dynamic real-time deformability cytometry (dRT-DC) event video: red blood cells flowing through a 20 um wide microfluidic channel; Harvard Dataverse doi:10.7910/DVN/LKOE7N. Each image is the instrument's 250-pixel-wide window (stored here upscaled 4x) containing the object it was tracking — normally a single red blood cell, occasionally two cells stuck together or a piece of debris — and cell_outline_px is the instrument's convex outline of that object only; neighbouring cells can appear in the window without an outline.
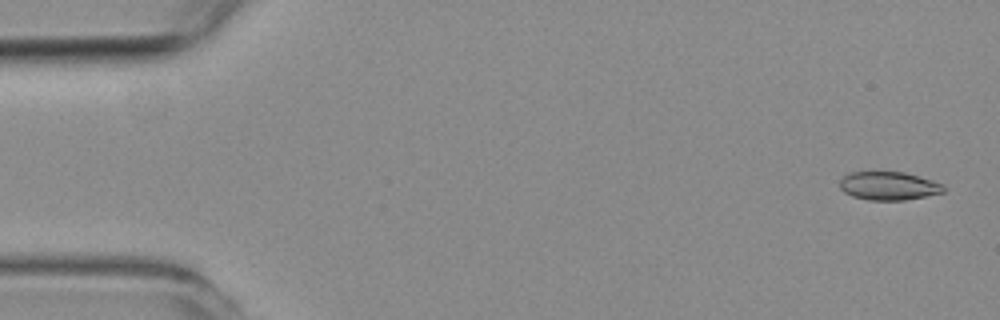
{"species": "common noctule bat (a hibernating species)", "species_latin": "Nyctalus noctula", "temperature_condition": "room temperature", "stored_images_in_passage": 56, "camera_frame_rate_fps": 3000, "um_per_image_px": 0.085, "animal": {"sex": "female", "body_mass_g": 19.3, "forearm_length_mm": 54.1}, "frame": {"image": 1, "passage_image": 2, "time_ms": 0.333, "image_size_px": [1000, 320], "cell_outline_px": [[944, 192], [904, 200], [868, 200], [852, 196], [844, 192], [840, 188], [840, 180], [848, 172], [904, 172], [932, 180], [944, 184]], "centroid_in_image_um": [75.52, 15.8], "position_along_channel_um": 9.5, "area_um2": 17.11}}
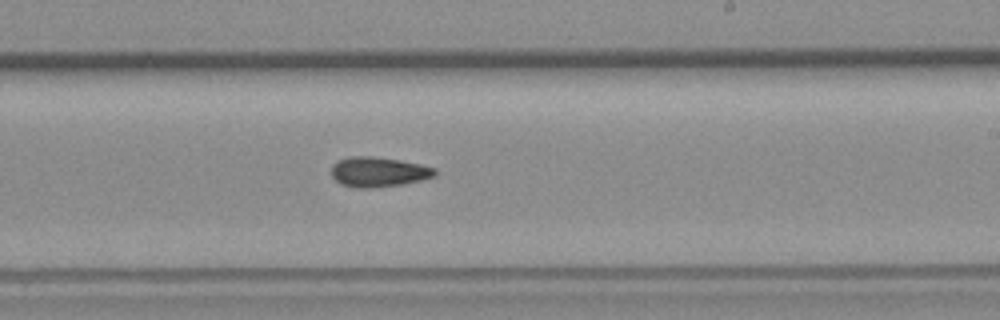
{"frame": {"image": 2, "passage_image": 33, "time_ms": 10.667, "image_size_px": [1000, 320], "cell_outline_px": [[436, 176], [404, 184], [376, 188], [352, 188], [340, 184], [332, 176], [332, 164], [348, 156], [372, 156], [400, 160], [420, 164], [436, 168]], "centroid_in_image_um": [32.16, 14.62], "position_along_channel_um": 256.8, "area_um2": 18.26}}
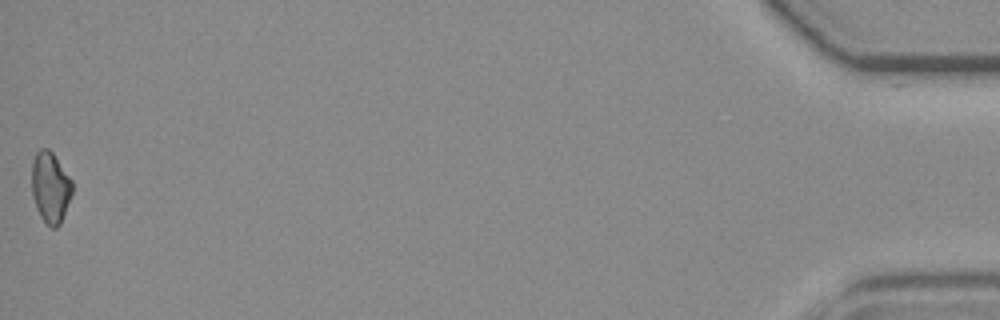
{"frame": {"image": 3, "passage_image": 56, "time_ms": 18.333, "image_size_px": [1000, 320], "cell_outline_px": [[72, 192], [60, 224], [56, 228], [52, 228], [40, 216], [36, 208], [32, 196], [32, 160], [36, 152], [40, 148], [48, 148], [52, 152], [72, 180]], "centroid_in_image_um": [4.26, 15.9], "position_along_channel_um": 430.9, "area_um2": 16.65}}